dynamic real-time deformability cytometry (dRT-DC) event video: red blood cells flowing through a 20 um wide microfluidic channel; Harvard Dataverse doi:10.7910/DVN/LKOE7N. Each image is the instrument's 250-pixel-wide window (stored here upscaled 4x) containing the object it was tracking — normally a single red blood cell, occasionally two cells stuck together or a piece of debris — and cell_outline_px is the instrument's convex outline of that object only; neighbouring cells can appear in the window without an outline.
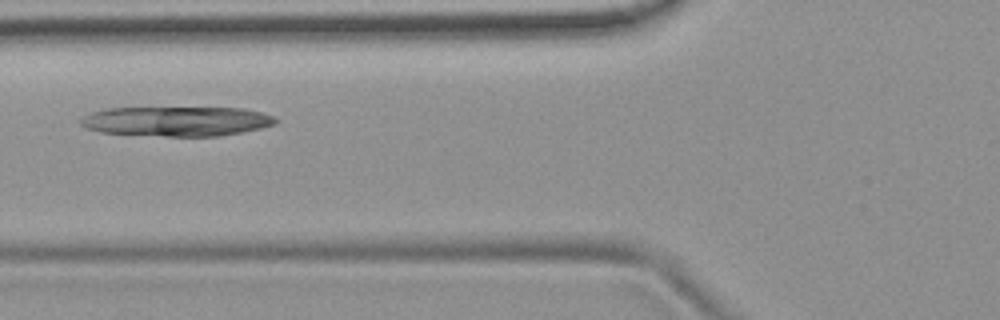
{"species": "common noctule bat (a hibernating species)", "species_latin": "Nyctalus noctula", "temperature_condition": "room temperature", "stored_images_in_passage": 3, "camera_frame_rate_fps": 3000, "um_per_image_px": 0.085, "animal": {"sex": "female", "body_mass_g": 19.9}, "frame": {"image": 1, "passage_image": 3, "time_ms": 0.667, "image_size_px": [1000, 320], "cell_outline_px": [[280, 120], [276, 124], [260, 128], [220, 136], [164, 136], [100, 132], [84, 128], [80, 124], [80, 120], [84, 116], [92, 112], [108, 108], [244, 108], [260, 112], [272, 116]], "centroid_in_image_um": [15.01, 10.31], "position_along_channel_um": 110.8, "area_um2": 33.64}}